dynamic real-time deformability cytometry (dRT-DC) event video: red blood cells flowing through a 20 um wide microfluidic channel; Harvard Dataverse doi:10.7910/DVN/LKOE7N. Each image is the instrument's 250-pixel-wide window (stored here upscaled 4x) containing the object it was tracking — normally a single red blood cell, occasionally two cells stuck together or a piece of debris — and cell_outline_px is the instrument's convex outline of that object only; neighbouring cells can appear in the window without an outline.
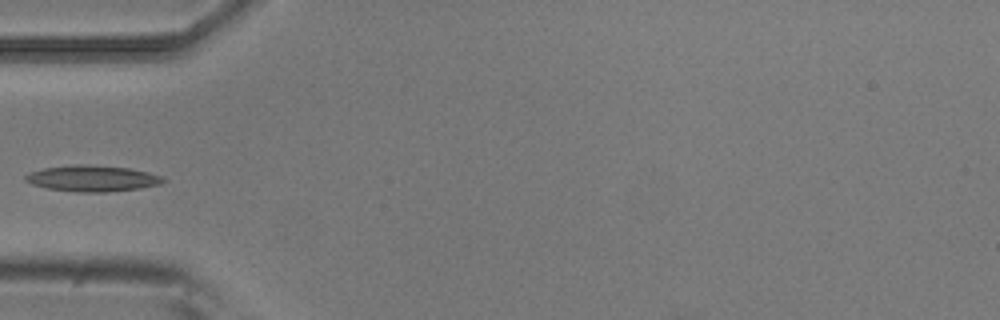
{"species": "common noctule bat (a hibernating species)", "species_latin": "Nyctalus noctula", "temperature_condition": "room temperature", "stored_images_in_passage": 4, "camera_frame_rate_fps": 3000, "um_per_image_px": 0.085, "animal": {"sex": "male", "body_mass_g": 20.5, "forearm_length_mm": 52.5}, "frame": {"image": 1, "passage_image": 4, "time_ms": 1.0, "image_size_px": [1000, 320], "cell_outline_px": [[168, 180], [160, 184], [140, 188], [108, 192], [76, 192], [48, 188], [32, 184], [24, 180], [24, 176], [32, 172], [44, 168], [72, 164], [88, 164], [128, 168], [148, 172], [160, 176]], "centroid_in_image_um": [7.86, 15.16], "position_along_channel_um": 77.1, "area_um2": 20.92}}